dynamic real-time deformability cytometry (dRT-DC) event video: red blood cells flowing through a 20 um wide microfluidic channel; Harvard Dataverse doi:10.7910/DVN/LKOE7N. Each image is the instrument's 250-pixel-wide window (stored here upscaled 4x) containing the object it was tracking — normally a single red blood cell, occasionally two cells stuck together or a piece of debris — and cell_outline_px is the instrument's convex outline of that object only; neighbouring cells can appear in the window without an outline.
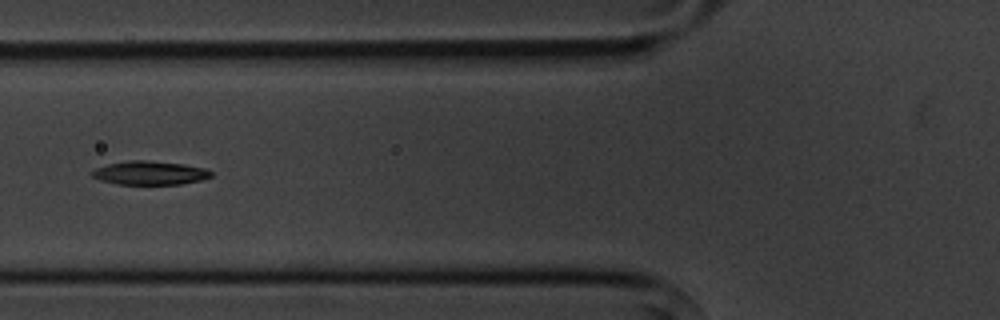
{"species": "common noctule bat (a hibernating species)", "species_latin": "Nyctalus noctula", "temperature_condition": "cold", "stored_images_in_passage": 9, "camera_frame_rate_fps": 3000, "um_per_image_px": 0.085, "animal": {"sex": "male", "body_mass_g": 20.1, "forearm_length_mm": 53.5}, "frame": {"image": 1, "passage_image": 6, "time_ms": 6.0, "image_size_px": [1000, 320], "cell_outline_px": [[212, 176], [200, 180], [180, 184], [116, 184], [100, 180], [92, 176], [92, 172], [96, 168], [108, 164], [128, 160], [148, 160], [184, 164], [208, 168], [212, 172]], "centroid_in_image_um": [12.76, 14.69], "position_along_channel_um": 113.0, "area_um2": 16.47}}
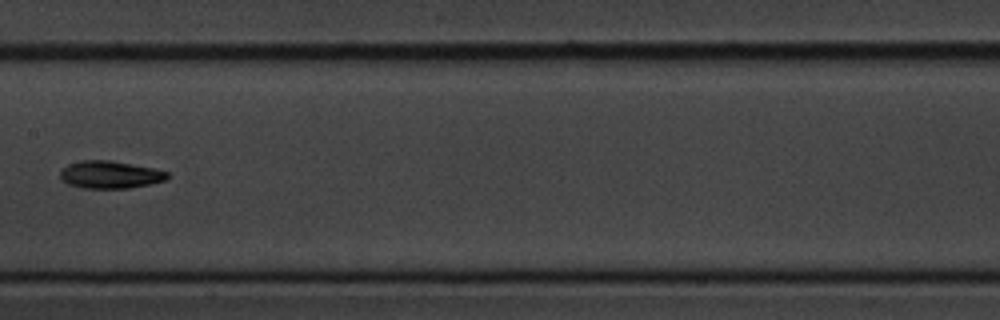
{"frame": {"image": 2, "passage_image": 8, "time_ms": 8.333, "image_size_px": [1000, 320], "cell_outline_px": [[168, 176], [164, 180], [152, 184], [128, 188], [84, 188], [68, 184], [60, 180], [60, 172], [68, 164], [84, 160], [112, 160], [152, 168], [168, 172]], "centroid_in_image_um": [9.34, 14.85], "position_along_channel_um": 198.1, "area_um2": 17.11}}
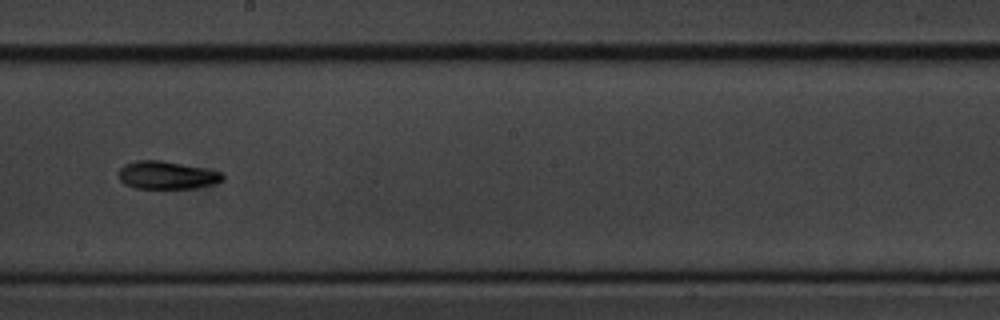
{"frame": {"image": 3, "passage_image": 9, "time_ms": 9.333, "image_size_px": [1000, 320], "cell_outline_px": [[224, 180], [216, 184], [196, 188], [136, 188], [124, 184], [120, 180], [120, 168], [124, 164], [136, 160], [160, 160], [204, 168], [224, 172]], "centroid_in_image_um": [14.23, 14.89], "position_along_channel_um": 234.0, "area_um2": 16.99}}